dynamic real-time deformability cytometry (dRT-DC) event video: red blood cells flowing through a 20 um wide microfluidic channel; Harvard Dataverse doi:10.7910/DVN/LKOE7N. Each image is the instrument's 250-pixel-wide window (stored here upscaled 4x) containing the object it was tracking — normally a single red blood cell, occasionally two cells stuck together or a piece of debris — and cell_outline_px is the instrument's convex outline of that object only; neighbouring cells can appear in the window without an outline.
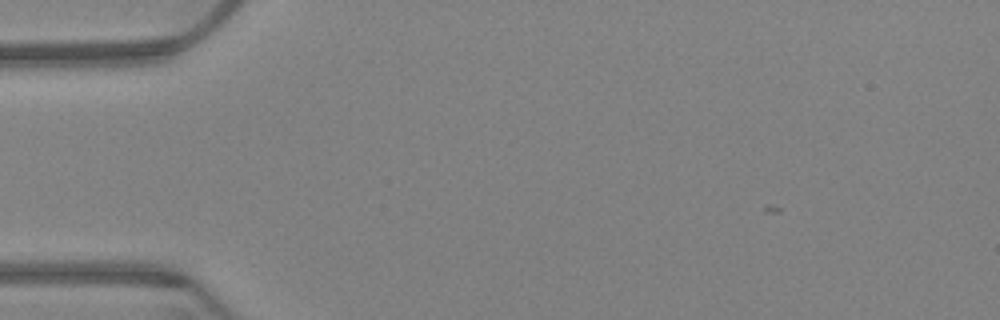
{"species": "Egyptian fruit bat (a non-hibernating species)", "species_latin": "Rousettus aegyptiacus", "temperature_condition": "warm", "stored_images_in_passage": 1, "camera_frame_rate_fps": 3000, "um_per_image_px": 0.085, "animal": {"sex": "female"}, "frame": {"image": 1, "passage_image": 1, "time_ms": 0.0, "image_size_px": [1000, 320], "cell_outline_px": [[180, 280], [168, 280], [60, 272], [36, 268], [36, 264], [44, 260], [112, 260], [156, 264], [180, 276]], "centroid_in_image_um": [9.32, 22.84], "position_along_channel_um": 75.7, "area_um2": 13.47}}